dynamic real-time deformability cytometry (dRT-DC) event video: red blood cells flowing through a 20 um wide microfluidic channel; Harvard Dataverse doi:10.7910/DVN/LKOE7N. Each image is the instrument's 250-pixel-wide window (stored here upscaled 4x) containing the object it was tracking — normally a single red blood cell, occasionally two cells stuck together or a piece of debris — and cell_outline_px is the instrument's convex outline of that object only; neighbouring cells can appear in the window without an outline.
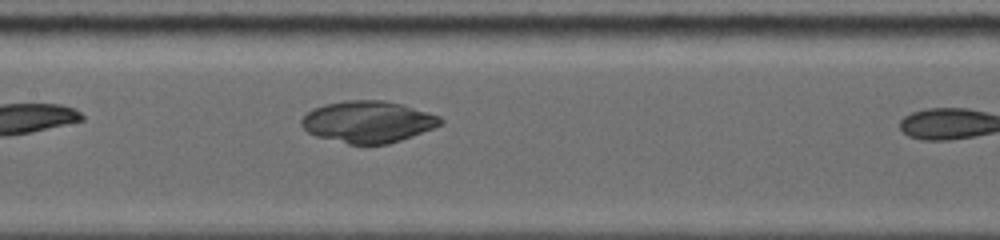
{"species": "common noctule bat (a hibernating species)", "species_latin": "Nyctalus noctula", "temperature_condition": "warm", "stored_images_in_passage": 9, "camera_frame_rate_fps": 5000, "um_per_image_px": 0.085, "animal": {"sex": "female", "body_mass_g": 19.0, "forearm_length_mm": 53.3}, "frame": {"image": 1, "passage_image": 9, "time_ms": 4.2, "image_size_px": [1000, 240], "cell_outline_px": [[444, 124], [400, 140], [388, 144], [348, 144], [316, 136], [308, 132], [300, 124], [300, 120], [312, 108], [324, 104], [344, 100], [384, 100], [400, 104], [440, 116], [444, 120]], "centroid_in_image_um": [31.26, 10.35], "position_along_channel_um": 176.1, "area_um2": 33.7}}